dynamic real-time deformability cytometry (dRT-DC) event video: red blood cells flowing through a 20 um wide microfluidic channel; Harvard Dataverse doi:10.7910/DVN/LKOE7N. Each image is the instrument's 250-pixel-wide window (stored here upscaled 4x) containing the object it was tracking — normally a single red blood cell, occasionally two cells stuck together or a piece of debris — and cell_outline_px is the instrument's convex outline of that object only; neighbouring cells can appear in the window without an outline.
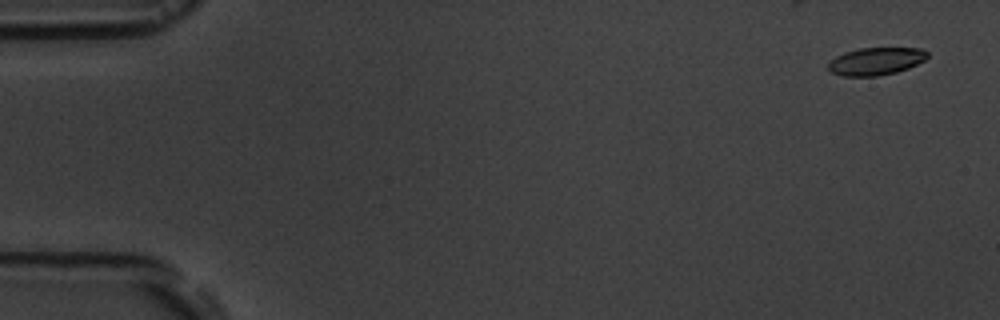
{"species": "common noctule bat (a hibernating species)", "species_latin": "Nyctalus noctula", "temperature_condition": "room temperature", "stored_images_in_passage": 6, "camera_frame_rate_fps": 3000, "um_per_image_px": 0.085, "animal": {"sex": "male", "body_mass_g": 19.5, "forearm_length_mm": 54.6}, "frame": {"image": 1, "passage_image": 1, "time_ms": 0.0, "image_size_px": [1000, 320], "cell_outline_px": [[928, 56], [924, 60], [908, 68], [896, 72], [876, 76], [840, 76], [832, 72], [828, 68], [828, 64], [836, 56], [844, 52], [860, 48], [920, 48], [928, 52]], "centroid_in_image_um": [74.44, 5.2], "position_along_channel_um": 10.6, "area_um2": 15.84}}